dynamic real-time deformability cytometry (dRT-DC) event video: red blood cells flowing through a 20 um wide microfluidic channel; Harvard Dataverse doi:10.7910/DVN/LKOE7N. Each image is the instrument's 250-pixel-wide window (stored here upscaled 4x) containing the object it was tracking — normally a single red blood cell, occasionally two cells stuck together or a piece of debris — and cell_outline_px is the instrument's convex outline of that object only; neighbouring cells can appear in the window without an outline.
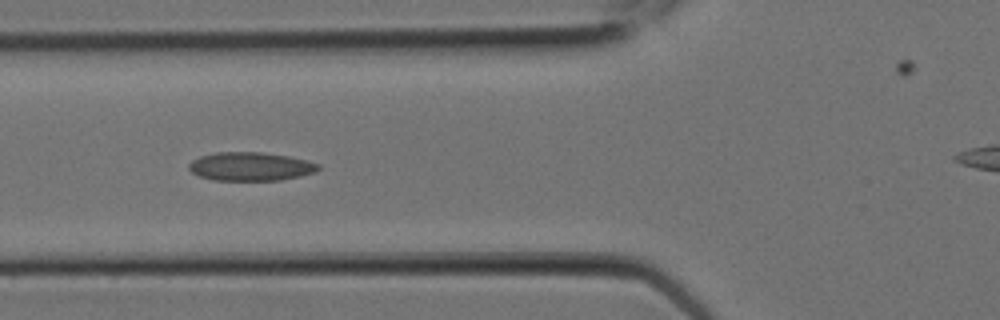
{"species": "Egyptian fruit bat (a non-hibernating species)", "species_latin": "Rousettus aegyptiacus", "temperature_condition": "room temperature", "stored_images_in_passage": 8, "camera_frame_rate_fps": 3000, "um_per_image_px": 0.085, "animal": {"sex": "female"}, "frame": {"image": 1, "passage_image": 7, "time_ms": 2.0, "image_size_px": [1000, 320], "cell_outline_px": [[320, 168], [316, 172], [300, 176], [280, 180], [212, 180], [200, 176], [192, 172], [188, 168], [188, 164], [192, 160], [200, 156], [216, 152], [260, 152], [288, 156], [308, 160], [320, 164]], "centroid_in_image_um": [21.31, 14.15], "position_along_channel_um": 104.5, "area_um2": 21.62}}
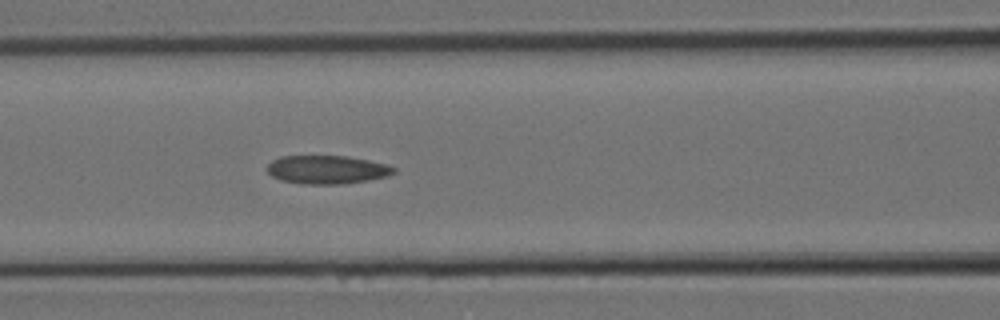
{"frame": {"image": 2, "passage_image": 8, "time_ms": 2.333, "image_size_px": [1000, 320], "cell_outline_px": [[396, 172], [388, 176], [368, 180], [344, 184], [308, 184], [280, 180], [272, 176], [268, 172], [268, 164], [272, 160], [280, 156], [344, 156], [368, 160], [388, 164], [396, 168]], "centroid_in_image_um": [27.82, 14.42], "position_along_channel_um": 138.8, "area_um2": 20.98}}